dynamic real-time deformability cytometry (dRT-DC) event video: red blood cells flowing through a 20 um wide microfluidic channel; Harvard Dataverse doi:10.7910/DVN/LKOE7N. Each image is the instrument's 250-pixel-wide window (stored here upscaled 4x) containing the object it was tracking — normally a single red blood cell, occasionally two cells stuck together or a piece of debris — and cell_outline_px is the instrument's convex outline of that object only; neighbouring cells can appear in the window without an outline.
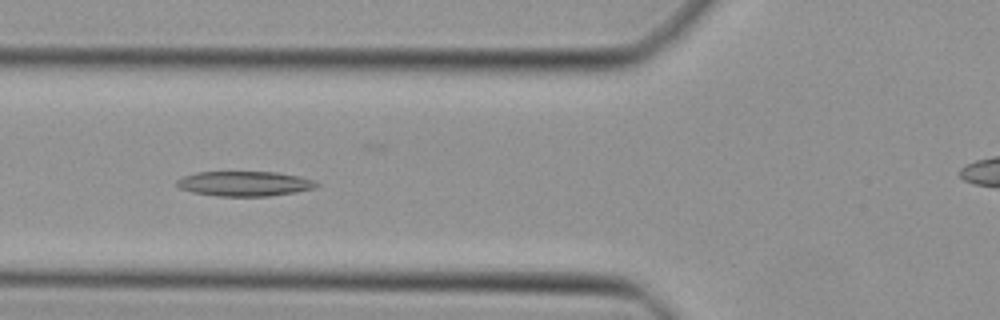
{"species": "Egyptian fruit bat (a non-hibernating species)", "species_latin": "Rousettus aegyptiacus", "temperature_condition": "cold", "stored_images_in_passage": 37, "camera_frame_rate_fps": 3000, "um_per_image_px": 0.085, "animal": {"sex": "female"}, "frame": {"image": 1, "passage_image": 7, "time_ms": 2.0, "image_size_px": [1000, 320], "cell_outline_px": [[320, 184], [312, 188], [296, 192], [268, 196], [216, 196], [192, 192], [180, 188], [176, 184], [176, 180], [184, 176], [196, 172], [276, 172], [300, 176], [312, 180]], "centroid_in_image_um": [20.76, 15.61], "position_along_channel_um": 105.0, "area_um2": 20.17}}
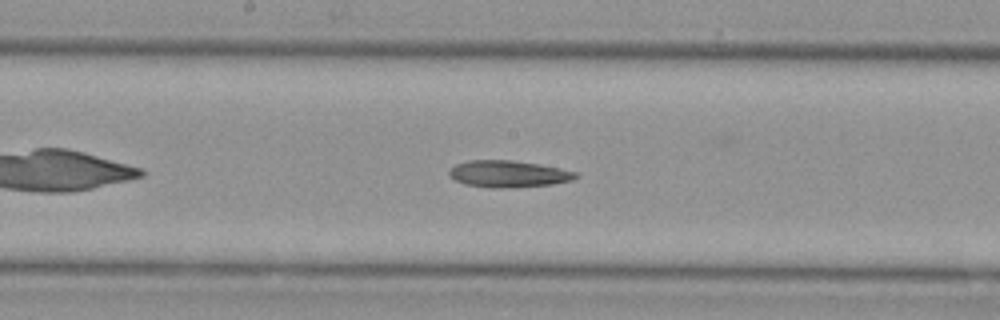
{"frame": {"image": 2, "passage_image": 14, "time_ms": 4.333, "image_size_px": [1000, 320], "cell_outline_px": [[580, 176], [572, 180], [552, 184], [500, 188], [492, 188], [464, 184], [448, 176], [448, 172], [456, 164], [468, 160], [512, 160], [540, 164], [560, 168], [576, 172]], "centroid_in_image_um": [43.21, 14.77], "position_along_channel_um": 205.0, "area_um2": 19.71}}
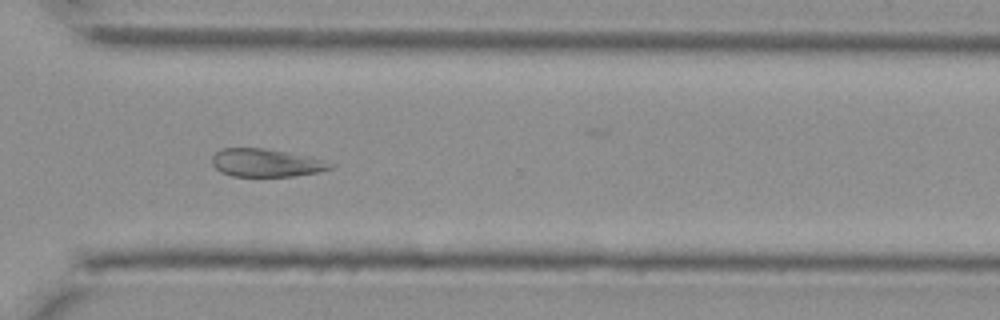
{"frame": {"image": 3, "passage_image": 24, "time_ms": 7.667, "image_size_px": [1000, 320], "cell_outline_px": [[336, 164], [332, 168], [316, 172], [292, 176], [232, 176], [220, 172], [212, 164], [212, 156], [220, 148], [264, 148], [284, 152], [320, 160]], "centroid_in_image_um": [22.53, 13.84], "position_along_channel_um": 348.1, "area_um2": 18.9}}